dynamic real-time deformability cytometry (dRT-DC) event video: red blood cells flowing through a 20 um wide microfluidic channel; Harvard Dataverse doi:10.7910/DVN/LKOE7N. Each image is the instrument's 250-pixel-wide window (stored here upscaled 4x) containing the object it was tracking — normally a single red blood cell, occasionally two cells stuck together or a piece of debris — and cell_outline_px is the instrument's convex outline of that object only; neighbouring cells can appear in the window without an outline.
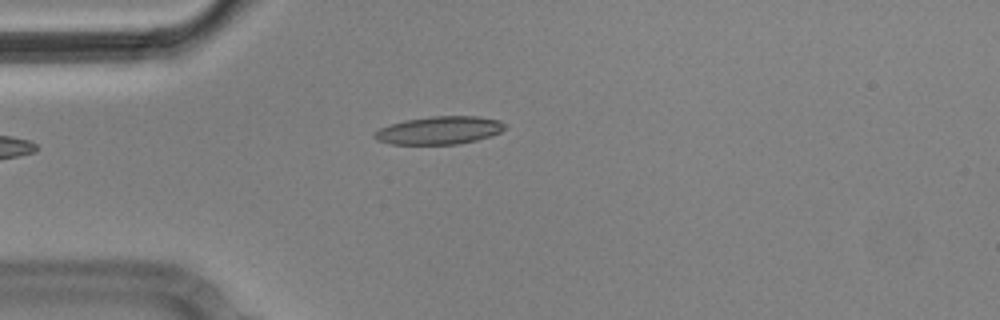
{"species": "Egyptian fruit bat (a non-hibernating species)", "species_latin": "Rousettus aegyptiacus", "temperature_condition": "cold", "stored_images_in_passage": 2, "camera_frame_rate_fps": 3000, "um_per_image_px": 0.085, "animal": {"sex": "male"}, "frame": {"image": 1, "passage_image": 2, "time_ms": 0.333, "image_size_px": [1000, 320], "cell_outline_px": [[508, 128], [500, 132], [476, 140], [460, 144], [392, 144], [376, 140], [372, 136], [380, 128], [404, 120], [432, 116], [480, 116], [500, 120], [508, 124]], "centroid_in_image_um": [37.39, 11.07], "position_along_channel_um": 47.6, "area_um2": 21.33}}